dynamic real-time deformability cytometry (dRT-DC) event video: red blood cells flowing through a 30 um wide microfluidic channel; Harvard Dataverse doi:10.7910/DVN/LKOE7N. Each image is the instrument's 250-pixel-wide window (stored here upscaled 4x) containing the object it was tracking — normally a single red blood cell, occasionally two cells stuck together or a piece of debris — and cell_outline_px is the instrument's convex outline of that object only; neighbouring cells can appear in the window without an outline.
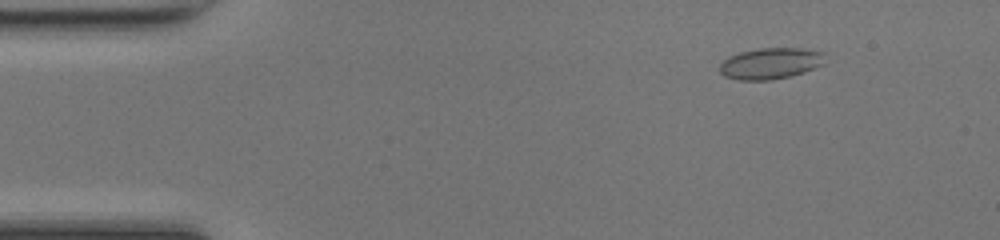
{"species": "common noctule bat (a hibernating species)", "species_latin": "Nyctalus noctula", "temperature_condition": "room temperature", "stored_images_in_passage": 49, "camera_frame_rate_fps": 3000, "um_per_image_px": 0.085, "animal": {"sex": "female", "body_mass_g": 17.0, "forearm_length_mm": 48.0}, "frame": {"image": 1, "passage_image": 6, "time_ms": 1.667, "image_size_px": [1000, 240], "cell_outline_px": [[828, 52], [824, 64], [804, 72], [788, 76], [768, 80], [740, 80], [724, 76], [720, 72], [720, 64], [728, 56], [740, 52], [760, 48], [800, 48]], "centroid_in_image_um": [65.54, 5.37], "position_along_channel_um": 19.5, "area_um2": 19.31}}
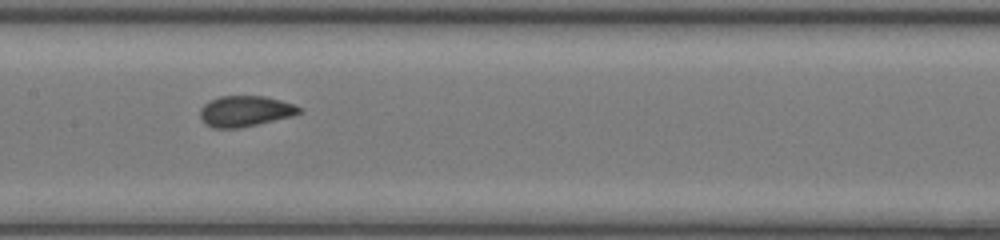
{"frame": {"image": 2, "passage_image": 24, "time_ms": 7.667, "image_size_px": [1000, 240], "cell_outline_px": [[304, 112], [292, 116], [240, 128], [212, 128], [204, 124], [200, 116], [200, 108], [204, 104], [220, 96], [264, 96], [280, 100], [292, 104], [300, 108]], "centroid_in_image_um": [20.82, 9.46], "position_along_channel_um": 186.6, "area_um2": 17.74}}
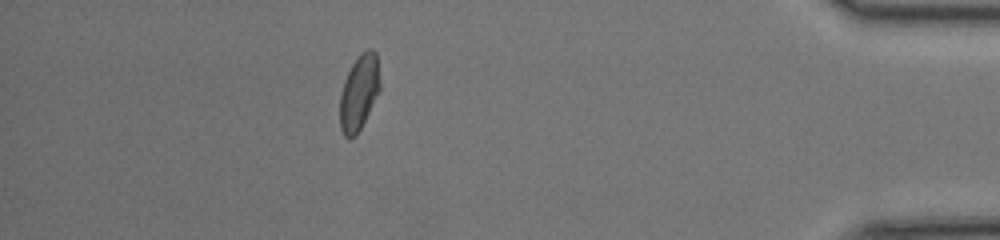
{"frame": {"image": 3, "passage_image": 43, "time_ms": 14.0, "image_size_px": [1000, 240], "cell_outline_px": [[380, 92], [356, 136], [344, 136], [340, 128], [340, 96], [344, 80], [352, 64], [368, 48], [372, 48], [376, 52], [380, 80]], "centroid_in_image_um": [30.53, 7.87], "position_along_channel_um": 404.7, "area_um2": 17.46}, "authors_computed_cell_mechanics": {"area_um2": 17.918, "velocity_mm_per_s": 4.2852, "shape_relaxation_time_tau1_ms": null, "shape_relaxation_time_tau2_ms": 0.6991, "deformation_change_tau1": null, "deformation_change_tau2": 0.0512}}